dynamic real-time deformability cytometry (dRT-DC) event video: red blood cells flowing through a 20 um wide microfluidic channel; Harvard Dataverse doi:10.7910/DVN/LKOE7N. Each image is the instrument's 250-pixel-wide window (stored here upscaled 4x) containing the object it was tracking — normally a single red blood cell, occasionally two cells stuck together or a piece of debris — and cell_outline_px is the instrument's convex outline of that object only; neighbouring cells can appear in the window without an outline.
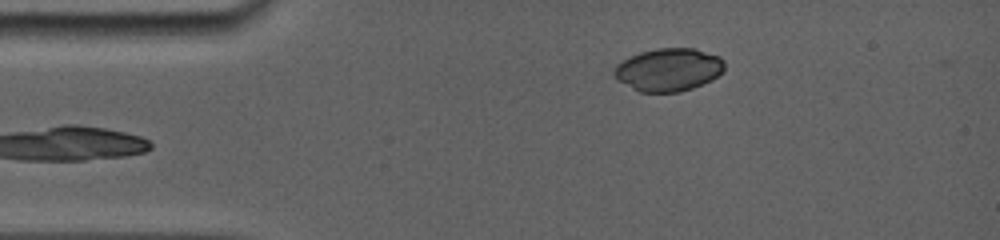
{"species": "common noctule bat (a hibernating species)", "species_latin": "Nyctalus noctula", "temperature_condition": "room temperature", "stored_images_in_passage": 2, "camera_frame_rate_fps": 5000, "um_per_image_px": 0.085, "animal": {"sex": "female", "body_mass_g": 19.0, "forearm_length_mm": 56.7}, "frame": {"image": 1, "passage_image": 1, "time_ms": 0.0, "image_size_px": [1000, 240], "cell_outline_px": [[724, 68], [712, 80], [692, 88], [680, 92], [640, 92], [616, 80], [612, 72], [616, 64], [640, 52], [656, 48], [692, 48], [720, 56], [724, 60]], "centroid_in_image_um": [56.8, 5.92], "position_along_channel_um": 28.2, "area_um2": 27.57}}